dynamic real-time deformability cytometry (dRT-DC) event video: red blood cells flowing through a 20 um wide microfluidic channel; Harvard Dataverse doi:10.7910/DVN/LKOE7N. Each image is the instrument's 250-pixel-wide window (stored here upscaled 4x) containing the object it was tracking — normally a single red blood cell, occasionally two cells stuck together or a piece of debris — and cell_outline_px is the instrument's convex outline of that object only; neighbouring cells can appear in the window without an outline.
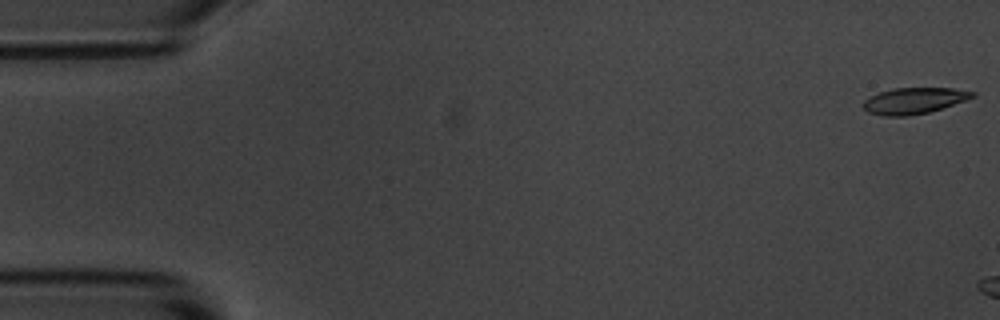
{"species": "common noctule bat (a hibernating species)", "species_latin": "Nyctalus noctula", "temperature_condition": "room temperature", "stored_images_in_passage": 7, "camera_frame_rate_fps": 3000, "um_per_image_px": 0.085, "animal": {"sex": "male", "body_mass_g": 20.1, "forearm_length_mm": 53.5}, "frame": {"image": 1, "passage_image": 1, "time_ms": 0.0, "image_size_px": [1000, 320], "cell_outline_px": [[976, 96], [928, 112], [908, 116], [884, 116], [868, 112], [864, 108], [864, 100], [880, 92], [892, 88], [952, 88], [976, 92]], "centroid_in_image_um": [77.68, 8.55], "position_along_channel_um": 7.3, "area_um2": 16.36}}